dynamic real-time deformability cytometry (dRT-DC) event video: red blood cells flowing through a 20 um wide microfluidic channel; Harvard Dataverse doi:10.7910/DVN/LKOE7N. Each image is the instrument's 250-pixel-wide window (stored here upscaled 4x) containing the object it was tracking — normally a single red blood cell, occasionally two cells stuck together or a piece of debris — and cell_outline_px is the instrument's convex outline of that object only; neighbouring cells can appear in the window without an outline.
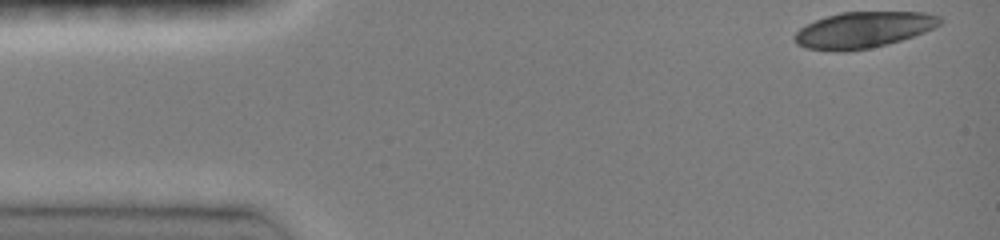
{"species": "common noctule bat (a hibernating species)", "species_latin": "Nyctalus noctula", "temperature_condition": "room temperature", "stored_images_in_passage": 41, "camera_frame_rate_fps": 3000, "um_per_image_px": 0.085, "animal": {"sex": "female", "body_mass_g": 19.0, "forearm_length_mm": 51.5}, "frame": {"image": 1, "passage_image": 1, "time_ms": 0.0, "image_size_px": [1000, 240], "cell_outline_px": [[944, 20], [940, 24], [924, 32], [900, 40], [868, 48], [844, 52], [840, 52], [804, 48], [796, 44], [792, 36], [800, 28], [816, 20], [840, 12], [924, 12], [940, 16]], "centroid_in_image_um": [73.35, 2.54], "position_along_channel_um": 11.6, "area_um2": 30.46}}